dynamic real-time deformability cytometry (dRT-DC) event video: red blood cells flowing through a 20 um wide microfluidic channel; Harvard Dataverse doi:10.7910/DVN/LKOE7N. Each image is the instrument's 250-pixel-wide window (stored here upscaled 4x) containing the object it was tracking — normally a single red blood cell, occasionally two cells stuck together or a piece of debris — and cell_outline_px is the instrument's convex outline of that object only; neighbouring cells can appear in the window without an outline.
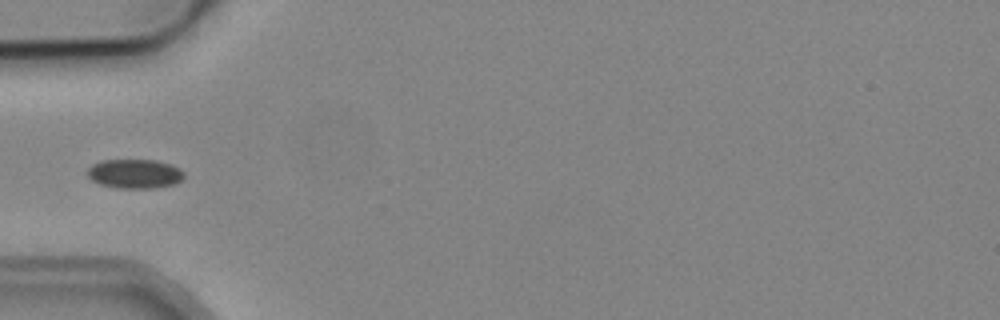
{"species": "common noctule bat (a hibernating species)", "species_latin": "Nyctalus noctula", "temperature_condition": "cold", "stored_images_in_passage": 4, "camera_frame_rate_fps": 3000, "um_per_image_px": 0.085, "animal": {"sex": "male", "body_mass_g": 19.2, "forearm_length_mm": 51.8}, "frame": {"image": 1, "passage_image": 4, "time_ms": 3.667, "image_size_px": [1000, 320], "cell_outline_px": [[184, 176], [176, 184], [156, 188], [116, 188], [100, 184], [92, 180], [88, 176], [88, 168], [92, 164], [100, 160], [156, 160], [172, 164], [180, 168], [184, 172]], "centroid_in_image_um": [11.47, 14.77], "position_along_channel_um": 73.5, "area_um2": 16.65}}